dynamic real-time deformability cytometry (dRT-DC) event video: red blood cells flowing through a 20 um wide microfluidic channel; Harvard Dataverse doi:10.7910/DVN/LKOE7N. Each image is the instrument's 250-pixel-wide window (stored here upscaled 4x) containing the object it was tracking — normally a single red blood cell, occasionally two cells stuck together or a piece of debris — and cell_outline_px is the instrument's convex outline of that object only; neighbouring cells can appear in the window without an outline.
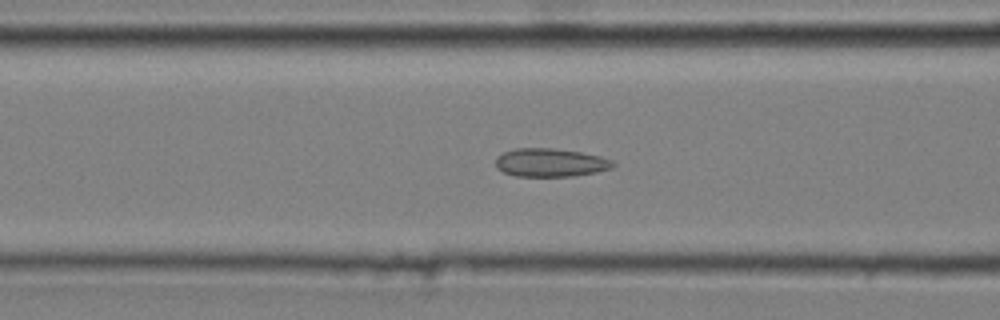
{"species": "common noctule bat (a hibernating species)", "species_latin": "Nyctalus noctula", "temperature_condition": "cold", "stored_images_in_passage": 40, "camera_frame_rate_fps": 3000, "um_per_image_px": 0.085, "animal": {"sex": "male", "body_mass_g": 20.4}, "frame": {"image": 1, "passage_image": 17, "time_ms": 5.333, "image_size_px": [1000, 320], "cell_outline_px": [[616, 164], [612, 168], [596, 172], [572, 176], [516, 176], [504, 172], [496, 168], [496, 156], [504, 152], [516, 148], [552, 148], [580, 152], [600, 156], [612, 160]], "centroid_in_image_um": [46.78, 13.82], "position_along_channel_um": 119.8, "area_um2": 19.36}}
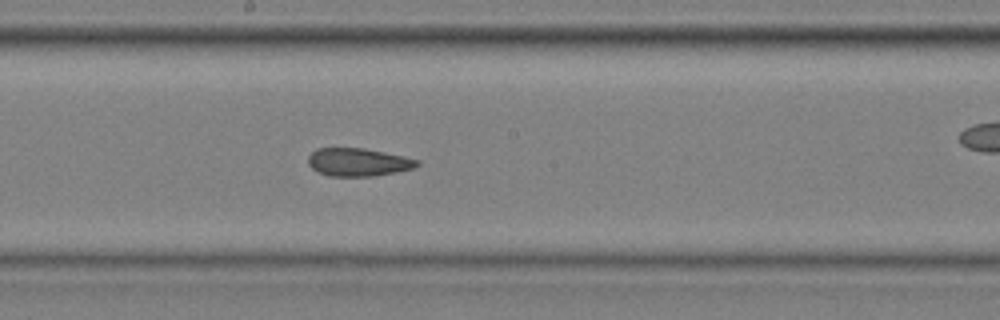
{"frame": {"image": 2, "passage_image": 25, "time_ms": 8.0, "image_size_px": [1000, 320], "cell_outline_px": [[420, 164], [412, 168], [396, 172], [376, 176], [328, 176], [316, 172], [308, 164], [308, 156], [316, 148], [364, 148], [404, 156], [420, 160]], "centroid_in_image_um": [30.43, 13.78], "position_along_channel_um": 217.8, "area_um2": 17.92}}
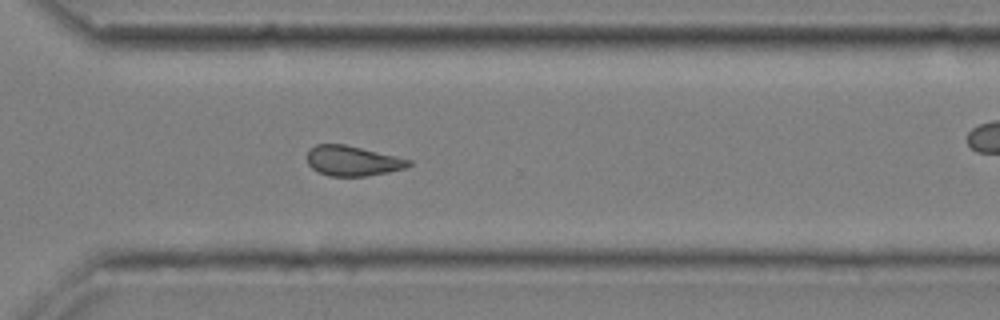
{"frame": {"image": 3, "passage_image": 35, "time_ms": 11.333, "image_size_px": [1000, 320], "cell_outline_px": [[412, 164], [408, 168], [368, 176], [328, 176], [312, 168], [308, 164], [308, 148], [316, 144], [344, 144], [396, 156], [412, 160]], "centroid_in_image_um": [29.99, 13.67], "position_along_channel_um": 340.6, "area_um2": 17.86}}